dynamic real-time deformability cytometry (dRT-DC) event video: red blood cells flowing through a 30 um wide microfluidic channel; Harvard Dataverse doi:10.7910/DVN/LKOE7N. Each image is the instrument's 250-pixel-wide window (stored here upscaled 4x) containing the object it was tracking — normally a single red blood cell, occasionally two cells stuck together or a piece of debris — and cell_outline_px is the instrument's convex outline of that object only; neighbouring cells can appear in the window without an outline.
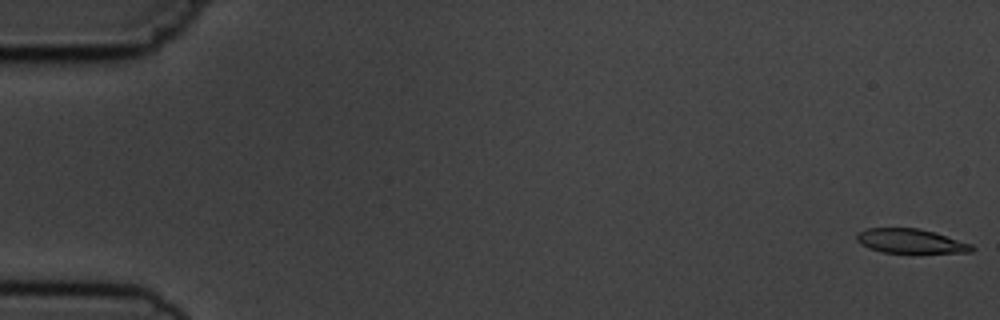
{"species": "common noctule bat (a hibernating species)", "species_latin": "Nyctalus noctula", "temperature_condition": "cold", "stored_images_in_passage": 5, "camera_frame_rate_fps": 3000, "um_per_image_px": 0.085, "animal": {"sex": "male", "body_mass_g": 19.5, "forearm_length_mm": 54.6}, "frame": {"image": 1, "passage_image": 1, "time_ms": 0.0, "image_size_px": [1000, 320], "cell_outline_px": [[976, 248], [972, 252], [884, 252], [868, 248], [860, 244], [856, 240], [856, 232], [864, 228], [920, 228], [972, 244]], "centroid_in_image_um": [77.35, 20.48], "position_along_channel_um": 7.7, "area_um2": 16.24}}
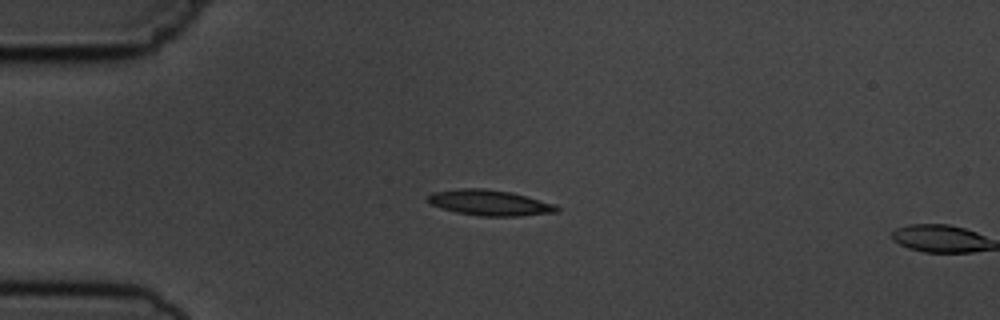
{"frame": {"image": 2, "passage_image": 4, "time_ms": 4.333, "image_size_px": [1000, 320], "cell_outline_px": [[560, 212], [520, 216], [480, 216], [456, 212], [432, 204], [428, 200], [428, 196], [432, 192], [460, 188], [484, 188], [512, 192], [556, 204], [560, 208]], "centroid_in_image_um": [41.69, 17.23], "position_along_channel_um": 43.3, "area_um2": 19.31}}